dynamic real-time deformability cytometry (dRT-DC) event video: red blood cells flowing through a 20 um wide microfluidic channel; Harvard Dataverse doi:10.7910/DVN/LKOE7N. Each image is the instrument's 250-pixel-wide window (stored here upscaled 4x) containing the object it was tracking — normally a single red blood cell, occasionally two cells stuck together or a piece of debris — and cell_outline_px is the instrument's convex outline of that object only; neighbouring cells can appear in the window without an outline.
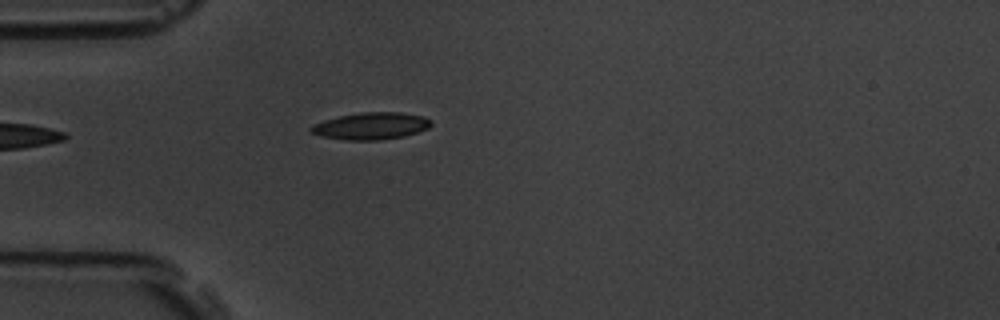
{"species": "common noctule bat (a hibernating species)", "species_latin": "Nyctalus noctula", "temperature_condition": "room temperature", "stored_images_in_passage": 42, "camera_frame_rate_fps": 3000, "um_per_image_px": 0.085, "animal": {"sex": "male", "body_mass_g": 19.5, "forearm_length_mm": 54.6}, "frame": {"image": 1, "passage_image": 1, "time_ms": 0.0, "image_size_px": [1000, 320], "cell_outline_px": [[432, 124], [428, 128], [404, 136], [380, 140], [344, 140], [320, 136], [312, 132], [308, 128], [312, 124], [324, 120], [340, 116], [360, 112], [400, 112], [424, 116], [432, 120]], "centroid_in_image_um": [31.53, 10.7], "position_along_channel_um": 53.5, "area_um2": 19.02}}
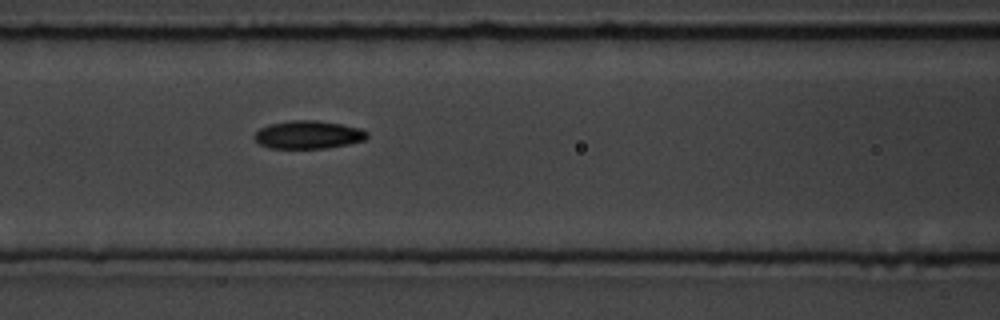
{"frame": {"image": 2, "passage_image": 9, "time_ms": 2.667, "image_size_px": [1000, 320], "cell_outline_px": [[368, 136], [364, 140], [348, 144], [328, 148], [268, 148], [260, 144], [252, 136], [260, 128], [268, 124], [292, 120], [316, 120], [340, 124], [360, 128], [368, 132]], "centroid_in_image_um": [26.18, 11.45], "position_along_channel_um": 140.4, "area_um2": 18.44}}
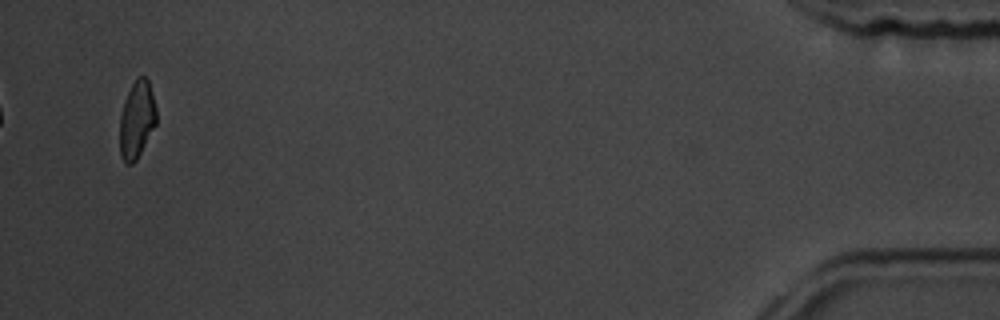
{"frame": {"image": 3, "passage_image": 40, "time_ms": 13.0, "image_size_px": [1000, 320], "cell_outline_px": [[156, 124], [136, 160], [132, 164], [124, 164], [120, 156], [120, 116], [128, 92], [136, 76], [144, 76], [148, 80], [152, 92], [156, 108]], "centroid_in_image_um": [11.62, 10.18], "position_along_channel_um": 423.6, "area_um2": 16.42}, "authors_computed_cell_mechanics": {"area_um2": 17.918, "velocity_mm_per_s": 3.5619, "shape_relaxation_time_tau1_ms": 2.8699, "shape_relaxation_time_tau2_ms": 4.1762, "deformation_change_tau1": 0.1249, "deformation_change_tau2": 0.106}}